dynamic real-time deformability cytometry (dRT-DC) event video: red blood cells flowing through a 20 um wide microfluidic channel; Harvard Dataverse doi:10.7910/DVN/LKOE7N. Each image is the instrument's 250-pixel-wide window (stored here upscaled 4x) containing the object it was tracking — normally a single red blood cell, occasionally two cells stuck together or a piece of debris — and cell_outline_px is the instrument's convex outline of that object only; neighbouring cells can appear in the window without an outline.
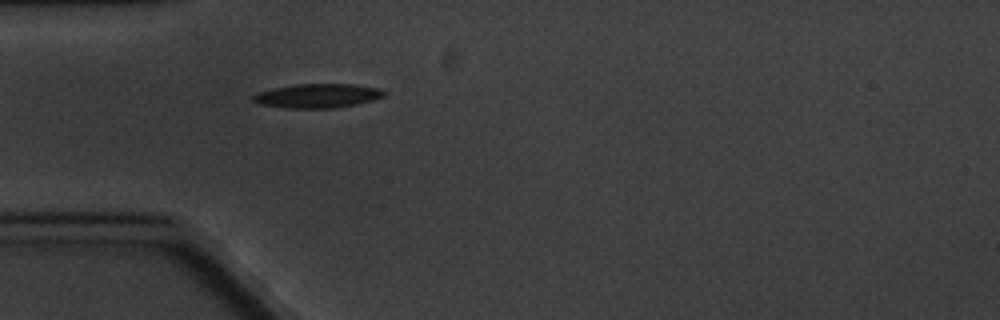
{"species": "common noctule bat (a hibernating species)", "species_latin": "Nyctalus noctula", "temperature_condition": "cold", "stored_images_in_passage": 1, "camera_frame_rate_fps": 3000, "um_per_image_px": 0.085, "animal": {"sex": "male", "body_mass_g": 20.1, "forearm_length_mm": 53.5}, "frame": {"image": 1, "passage_image": 1, "time_ms": 0.0, "image_size_px": [1000, 320], "cell_outline_px": [[384, 96], [372, 100], [356, 104], [332, 108], [288, 108], [260, 104], [252, 100], [252, 96], [256, 92], [272, 88], [296, 84], [356, 84], [380, 88], [384, 92]], "centroid_in_image_um": [26.97, 8.13], "position_along_channel_um": 58.0, "area_um2": 18.38}}